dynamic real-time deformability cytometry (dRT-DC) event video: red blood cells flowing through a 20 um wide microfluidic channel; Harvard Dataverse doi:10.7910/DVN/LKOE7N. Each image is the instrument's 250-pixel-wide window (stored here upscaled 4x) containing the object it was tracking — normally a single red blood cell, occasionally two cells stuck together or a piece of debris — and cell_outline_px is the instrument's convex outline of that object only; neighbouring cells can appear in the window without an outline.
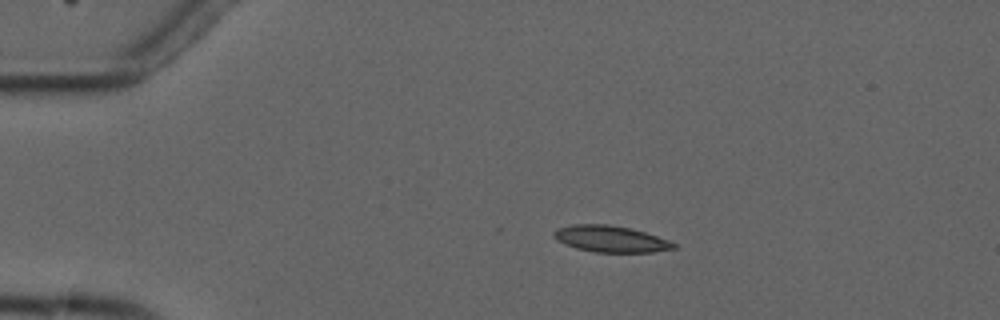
{"species": "common noctule bat (a hibernating species)", "species_latin": "Nyctalus noctula", "temperature_condition": "cold", "stored_images_in_passage": 4, "camera_frame_rate_fps": 3000, "um_per_image_px": 0.085, "animal": {"sex": "male", "forearm_length_mm": 52.5}, "frame": {"image": 1, "passage_image": 3, "time_ms": 2.0, "image_size_px": [1000, 320], "cell_outline_px": [[676, 248], [652, 252], [596, 252], [576, 248], [564, 244], [556, 240], [552, 236], [552, 232], [556, 228], [572, 224], [608, 224], [632, 228], [668, 240], [676, 244]], "centroid_in_image_um": [51.85, 20.3], "position_along_channel_um": 33.2, "area_um2": 18.55}}